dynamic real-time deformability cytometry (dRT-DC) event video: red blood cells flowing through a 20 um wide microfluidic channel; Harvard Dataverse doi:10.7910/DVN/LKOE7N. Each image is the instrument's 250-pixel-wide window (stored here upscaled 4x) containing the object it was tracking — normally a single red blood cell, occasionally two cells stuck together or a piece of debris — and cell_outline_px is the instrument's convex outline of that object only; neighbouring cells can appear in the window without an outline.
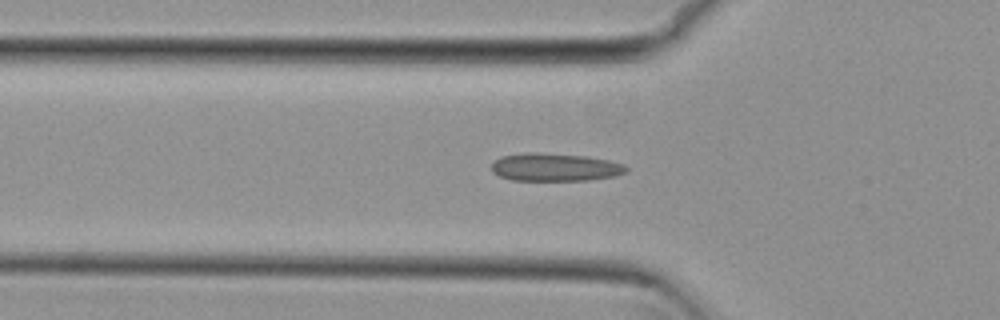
{"species": "common noctule bat (a hibernating species)", "species_latin": "Nyctalus noctula", "temperature_condition": "cold", "stored_images_in_passage": 53, "camera_frame_rate_fps": 3000, "um_per_image_px": 0.085, "animal": {"sex": "female", "body_mass_g": 29.2, "forearm_length_mm": 56.3}, "frame": {"image": 1, "passage_image": 16, "time_ms": 5.0, "image_size_px": [1000, 320], "cell_outline_px": [[628, 172], [616, 176], [588, 180], [512, 180], [500, 176], [492, 172], [492, 164], [500, 156], [528, 152], [536, 152], [584, 156], [608, 160], [624, 164], [628, 168]], "centroid_in_image_um": [47.19, 14.21], "position_along_channel_um": 78.6, "area_um2": 21.91}}
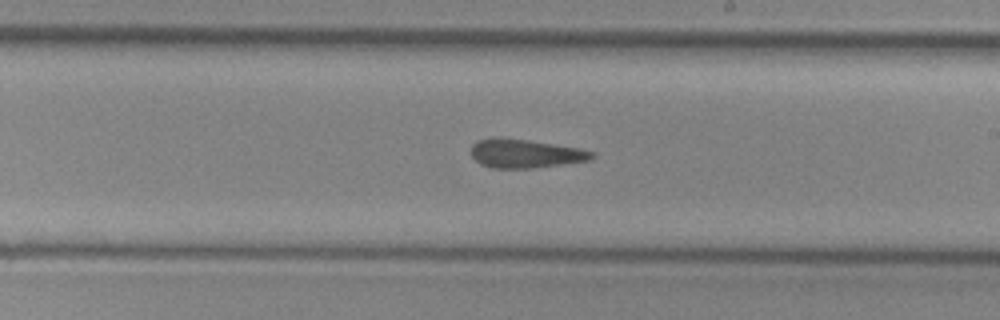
{"frame": {"image": 2, "passage_image": 29, "time_ms": 9.333, "image_size_px": [1000, 320], "cell_outline_px": [[596, 156], [592, 160], [532, 168], [492, 168], [480, 164], [472, 156], [472, 144], [476, 140], [492, 136], [500, 136], [528, 140], [580, 148], [596, 152]], "centroid_in_image_um": [44.65, 13.03], "position_along_channel_um": 244.4, "area_um2": 20.58}}
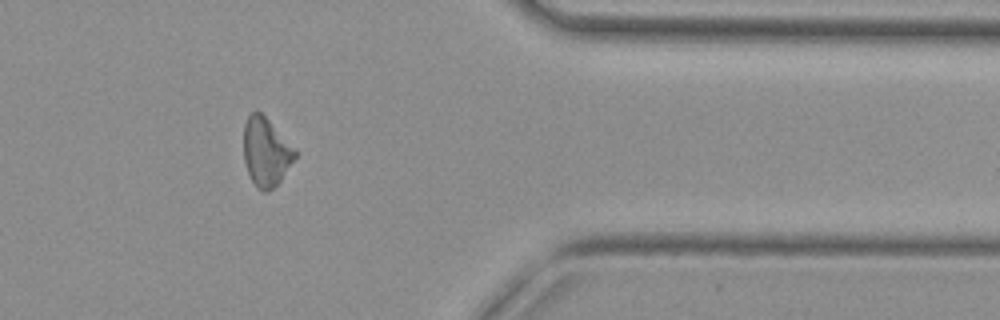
{"frame": {"image": 3, "passage_image": 42, "time_ms": 13.667, "image_size_px": [1000, 320], "cell_outline_px": [[296, 156], [280, 180], [268, 192], [264, 192], [256, 188], [248, 172], [244, 160], [244, 124], [248, 116], [252, 112], [260, 112], [268, 120], [296, 152]], "centroid_in_image_um": [22.57, 12.94], "position_along_channel_um": 388.8, "area_um2": 19.83}, "authors_computed_cell_mechanics": {"area_um2": 21.2704, "velocity_mm_per_s": 3.8215, "shape_relaxation_time_tau1_ms": null, "shape_relaxation_time_tau2_ms": 4.6664, "deformation_change_tau1": null, "deformation_change_tau2": 0.1147}}